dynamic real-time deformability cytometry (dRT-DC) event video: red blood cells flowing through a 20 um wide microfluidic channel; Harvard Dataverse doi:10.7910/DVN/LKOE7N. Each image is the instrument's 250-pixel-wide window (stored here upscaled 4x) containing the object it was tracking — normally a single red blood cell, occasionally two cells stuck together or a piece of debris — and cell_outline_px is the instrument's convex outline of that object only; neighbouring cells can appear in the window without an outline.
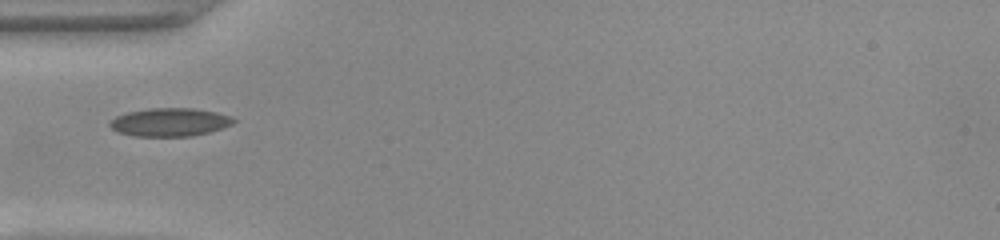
{"species": "common noctule bat (a hibernating species)", "species_latin": "Nyctalus noctula", "temperature_condition": "warm", "stored_images_in_passage": 33, "camera_frame_rate_fps": 3000, "um_per_image_px": 0.085, "animal": {"sex": "female", "body_mass_g": 22.0, "forearm_length_mm": 56.7}, "frame": {"image": 1, "passage_image": 1, "time_ms": 0.0, "image_size_px": [1000, 240], "cell_outline_px": [[236, 120], [232, 124], [208, 132], [192, 136], [136, 136], [120, 132], [112, 128], [108, 124], [116, 116], [128, 112], [148, 108], [192, 108], [216, 112], [232, 116]], "centroid_in_image_um": [14.45, 10.37], "position_along_channel_um": 70.6, "area_um2": 20.17}}
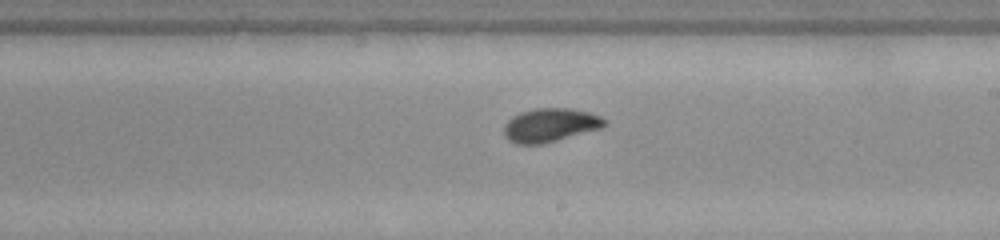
{"frame": {"image": 2, "passage_image": 14, "time_ms": 4.333, "image_size_px": [1000, 240], "cell_outline_px": [[608, 124], [600, 128], [556, 140], [540, 144], [516, 144], [508, 140], [504, 136], [504, 124], [512, 116], [520, 112], [536, 108], [568, 108], [588, 112], [600, 116]], "centroid_in_image_um": [46.72, 10.63], "position_along_channel_um": 242.3, "area_um2": 19.54}}
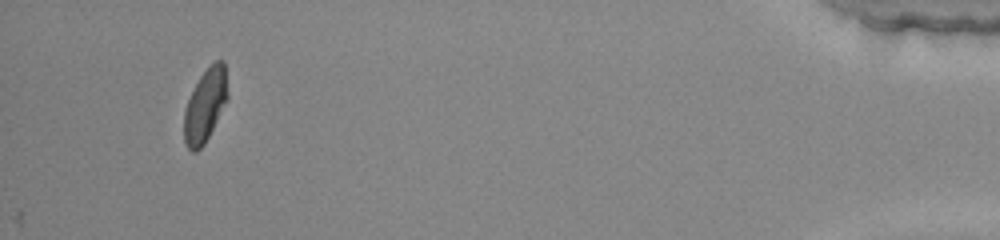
{"frame": {"image": 3, "passage_image": 33, "time_ms": 10.667, "image_size_px": [1000, 240], "cell_outline_px": [[228, 100], [204, 144], [196, 152], [192, 152], [188, 148], [184, 140], [184, 108], [200, 76], [216, 60], [224, 60], [228, 96]], "centroid_in_image_um": [17.45, 8.97], "position_along_channel_um": 417.8, "area_um2": 18.38}}